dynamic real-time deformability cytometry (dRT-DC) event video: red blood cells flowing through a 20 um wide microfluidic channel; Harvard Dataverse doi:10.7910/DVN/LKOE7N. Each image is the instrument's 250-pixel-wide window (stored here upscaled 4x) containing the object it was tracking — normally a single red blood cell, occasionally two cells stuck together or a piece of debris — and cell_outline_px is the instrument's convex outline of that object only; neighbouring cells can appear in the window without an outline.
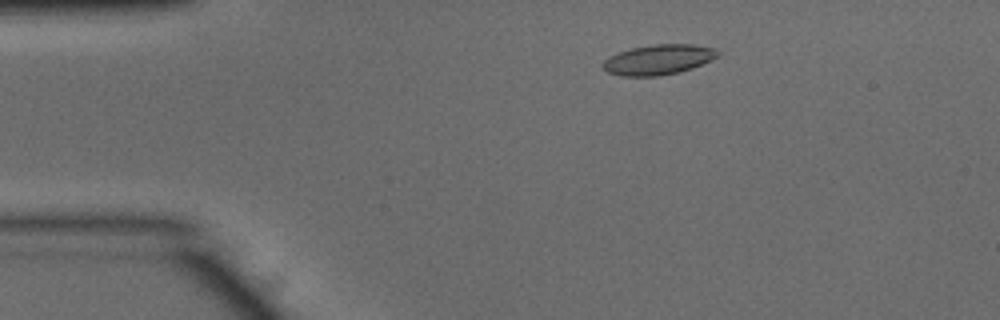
{"species": "common noctule bat (a hibernating species)", "species_latin": "Nyctalus noctula", "temperature_condition": "warm", "stored_images_in_passage": 20, "camera_frame_rate_fps": 3000, "um_per_image_px": 0.085, "animal": {"sex": "male", "body_mass_g": 15.6}, "frame": {"image": 1, "passage_image": 8, "time_ms": 2.333, "image_size_px": [1000, 320], "cell_outline_px": [[720, 56], [712, 60], [692, 68], [680, 72], [660, 76], [620, 76], [608, 72], [600, 64], [608, 56], [632, 48], [652, 44], [692, 44], [716, 48], [720, 52]], "centroid_in_image_um": [55.99, 5.07], "position_along_channel_um": 29.0, "area_um2": 20.4}}